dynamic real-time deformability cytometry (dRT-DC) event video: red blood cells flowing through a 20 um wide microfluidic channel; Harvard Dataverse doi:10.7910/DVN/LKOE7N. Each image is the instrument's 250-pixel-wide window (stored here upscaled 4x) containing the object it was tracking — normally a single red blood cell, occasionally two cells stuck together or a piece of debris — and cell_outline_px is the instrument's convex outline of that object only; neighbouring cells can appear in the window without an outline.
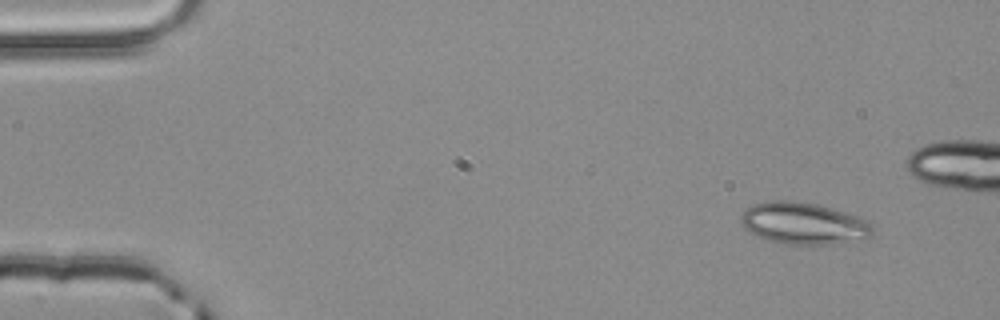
{"species": "common noctule bat (a hibernating species)", "species_latin": "Nyctalus noctula", "temperature_condition": "room temperature", "stored_images_in_passage": 5, "camera_frame_rate_fps": 3000, "um_per_image_px": 0.085, "animal": {"sex": "male", "body_mass_g": 20.4}, "frame": {"image": 1, "passage_image": 1, "time_ms": 0.0, "image_size_px": [1000, 320], "cell_outline_px": [[872, 236], [864, 240], [832, 244], [788, 244], [772, 240], [748, 232], [744, 228], [740, 220], [740, 216], [752, 204], [772, 200], [792, 200], [816, 204], [832, 208], [868, 220], [872, 224]], "centroid_in_image_um": [68.33, 18.98], "position_along_channel_um": 16.7, "area_um2": 32.08}}